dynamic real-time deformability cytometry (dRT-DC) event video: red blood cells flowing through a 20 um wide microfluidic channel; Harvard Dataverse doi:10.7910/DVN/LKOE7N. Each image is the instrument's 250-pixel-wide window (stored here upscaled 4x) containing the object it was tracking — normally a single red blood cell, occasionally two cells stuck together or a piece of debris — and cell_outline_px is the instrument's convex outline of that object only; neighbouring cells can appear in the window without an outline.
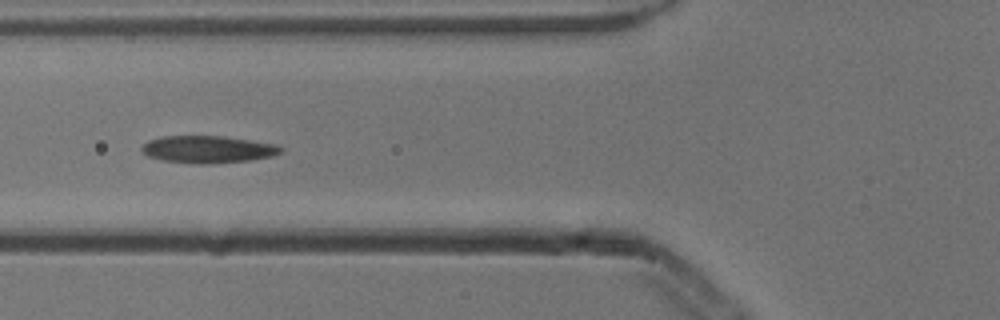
{"species": "common noctule bat (a hibernating species)", "species_latin": "Nyctalus noctula", "temperature_condition": "cold", "stored_images_in_passage": 6, "segment_of_instrument_passage": [1, 2], "camera_frame_rate_fps": 3000, "um_per_image_px": 0.085, "animal": {"sex": "male", "body_mass_g": 13.3}, "frame": {"image": 1, "passage_image": 4, "time_ms": 1.0, "image_size_px": [1000, 320], "cell_outline_px": [[284, 148], [280, 152], [272, 156], [252, 160], [212, 164], [196, 164], [160, 160], [148, 156], [140, 152], [140, 148], [148, 140], [164, 136], [224, 136], [276, 144]], "centroid_in_image_um": [17.64, 12.7], "position_along_channel_um": 108.2, "area_um2": 22.31}}
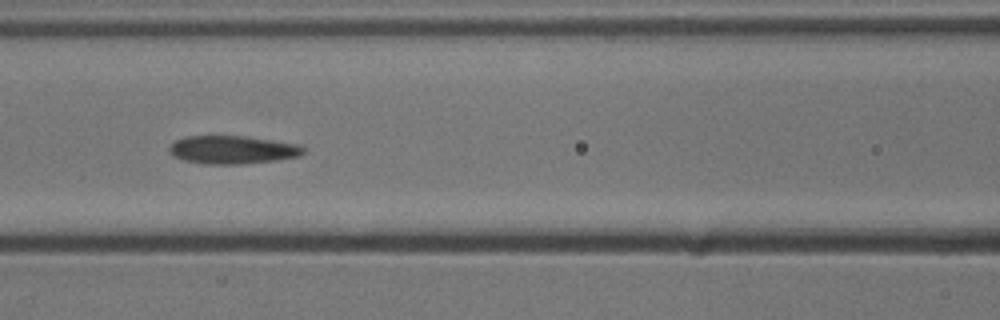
{"frame": {"image": 2, "passage_image": 5, "time_ms": 1.333, "image_size_px": [1000, 320], "cell_outline_px": [[304, 152], [300, 156], [276, 160], [244, 164], [204, 164], [184, 160], [172, 156], [168, 152], [168, 148], [176, 140], [184, 136], [244, 136], [304, 144]], "centroid_in_image_um": [19.79, 12.73], "position_along_channel_um": 146.8, "area_um2": 22.31}}